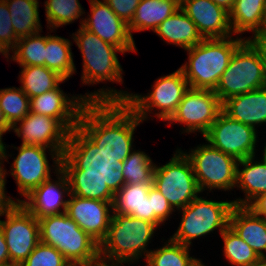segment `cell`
<instances>
[{
    "mask_svg": "<svg viewBox=\"0 0 266 266\" xmlns=\"http://www.w3.org/2000/svg\"><path fill=\"white\" fill-rule=\"evenodd\" d=\"M142 121L125 102H88L78 128L105 154L124 160L134 150V131Z\"/></svg>",
    "mask_w": 266,
    "mask_h": 266,
    "instance_id": "6da1fadb",
    "label": "cell"
},
{
    "mask_svg": "<svg viewBox=\"0 0 266 266\" xmlns=\"http://www.w3.org/2000/svg\"><path fill=\"white\" fill-rule=\"evenodd\" d=\"M151 86L152 91L145 96L102 87L97 91L84 94V99L87 102H125L141 121L146 120L148 114L157 108L158 112L154 113L155 116L160 120L168 121L189 89L188 81L179 68L169 75L161 76Z\"/></svg>",
    "mask_w": 266,
    "mask_h": 266,
    "instance_id": "7a4b0ae2",
    "label": "cell"
},
{
    "mask_svg": "<svg viewBox=\"0 0 266 266\" xmlns=\"http://www.w3.org/2000/svg\"><path fill=\"white\" fill-rule=\"evenodd\" d=\"M123 162L101 151L78 127L69 132L60 168L67 177H96L116 194L125 184Z\"/></svg>",
    "mask_w": 266,
    "mask_h": 266,
    "instance_id": "3957f363",
    "label": "cell"
},
{
    "mask_svg": "<svg viewBox=\"0 0 266 266\" xmlns=\"http://www.w3.org/2000/svg\"><path fill=\"white\" fill-rule=\"evenodd\" d=\"M245 40L241 36H237L236 39L233 36L203 39L195 46L186 49L189 59L180 69L189 87L215 90L232 55Z\"/></svg>",
    "mask_w": 266,
    "mask_h": 266,
    "instance_id": "277c9868",
    "label": "cell"
},
{
    "mask_svg": "<svg viewBox=\"0 0 266 266\" xmlns=\"http://www.w3.org/2000/svg\"><path fill=\"white\" fill-rule=\"evenodd\" d=\"M156 229L149 221L113 211L107 235L99 244V256L128 264L143 256L146 260L151 251L147 245Z\"/></svg>",
    "mask_w": 266,
    "mask_h": 266,
    "instance_id": "5b68a950",
    "label": "cell"
},
{
    "mask_svg": "<svg viewBox=\"0 0 266 266\" xmlns=\"http://www.w3.org/2000/svg\"><path fill=\"white\" fill-rule=\"evenodd\" d=\"M38 220L40 242L56 248L72 266H85L100 257L99 243L66 213L46 215Z\"/></svg>",
    "mask_w": 266,
    "mask_h": 266,
    "instance_id": "8992f818",
    "label": "cell"
},
{
    "mask_svg": "<svg viewBox=\"0 0 266 266\" xmlns=\"http://www.w3.org/2000/svg\"><path fill=\"white\" fill-rule=\"evenodd\" d=\"M266 86V65L258 51L246 39L232 55L214 90L223 103L229 97Z\"/></svg>",
    "mask_w": 266,
    "mask_h": 266,
    "instance_id": "52a82bcc",
    "label": "cell"
},
{
    "mask_svg": "<svg viewBox=\"0 0 266 266\" xmlns=\"http://www.w3.org/2000/svg\"><path fill=\"white\" fill-rule=\"evenodd\" d=\"M72 36L83 58L82 84L123 83V70L117 57V52L123 54L121 49L106 43L81 25Z\"/></svg>",
    "mask_w": 266,
    "mask_h": 266,
    "instance_id": "ba28073f",
    "label": "cell"
},
{
    "mask_svg": "<svg viewBox=\"0 0 266 266\" xmlns=\"http://www.w3.org/2000/svg\"><path fill=\"white\" fill-rule=\"evenodd\" d=\"M234 206L233 201H212L197 196L182 211L177 231L170 237L176 243L191 245L195 238L205 236L215 229L220 234L229 226V217Z\"/></svg>",
    "mask_w": 266,
    "mask_h": 266,
    "instance_id": "9c48e42d",
    "label": "cell"
},
{
    "mask_svg": "<svg viewBox=\"0 0 266 266\" xmlns=\"http://www.w3.org/2000/svg\"><path fill=\"white\" fill-rule=\"evenodd\" d=\"M153 186L176 210L186 207L201 193L192 164L181 148L165 165H155Z\"/></svg>",
    "mask_w": 266,
    "mask_h": 266,
    "instance_id": "30bf717a",
    "label": "cell"
},
{
    "mask_svg": "<svg viewBox=\"0 0 266 266\" xmlns=\"http://www.w3.org/2000/svg\"><path fill=\"white\" fill-rule=\"evenodd\" d=\"M185 155L189 158L200 192L232 190L236 185L238 160L209 143L198 145Z\"/></svg>",
    "mask_w": 266,
    "mask_h": 266,
    "instance_id": "8fae6325",
    "label": "cell"
},
{
    "mask_svg": "<svg viewBox=\"0 0 266 266\" xmlns=\"http://www.w3.org/2000/svg\"><path fill=\"white\" fill-rule=\"evenodd\" d=\"M5 221L0 220L10 262L20 265L40 243L39 220L21 203L11 205L3 214Z\"/></svg>",
    "mask_w": 266,
    "mask_h": 266,
    "instance_id": "7c38bea8",
    "label": "cell"
},
{
    "mask_svg": "<svg viewBox=\"0 0 266 266\" xmlns=\"http://www.w3.org/2000/svg\"><path fill=\"white\" fill-rule=\"evenodd\" d=\"M14 148H17L18 154L14 158L10 172L17 183L19 194L24 197L51 178V166L47 159L46 150L50 151L55 172L60 169L62 156L53 149L29 145Z\"/></svg>",
    "mask_w": 266,
    "mask_h": 266,
    "instance_id": "4fadbf2b",
    "label": "cell"
},
{
    "mask_svg": "<svg viewBox=\"0 0 266 266\" xmlns=\"http://www.w3.org/2000/svg\"><path fill=\"white\" fill-rule=\"evenodd\" d=\"M222 110V102L214 90L189 87L168 123L184 124V133L197 131L204 136Z\"/></svg>",
    "mask_w": 266,
    "mask_h": 266,
    "instance_id": "5bb4252c",
    "label": "cell"
},
{
    "mask_svg": "<svg viewBox=\"0 0 266 266\" xmlns=\"http://www.w3.org/2000/svg\"><path fill=\"white\" fill-rule=\"evenodd\" d=\"M257 136V129L232 119L222 110L203 137L214 148L242 160L256 154Z\"/></svg>",
    "mask_w": 266,
    "mask_h": 266,
    "instance_id": "9a60e30c",
    "label": "cell"
},
{
    "mask_svg": "<svg viewBox=\"0 0 266 266\" xmlns=\"http://www.w3.org/2000/svg\"><path fill=\"white\" fill-rule=\"evenodd\" d=\"M91 16L82 18L80 24L100 39L125 52H136V44L128 29V24L122 21L104 1L88 0Z\"/></svg>",
    "mask_w": 266,
    "mask_h": 266,
    "instance_id": "2e32d148",
    "label": "cell"
},
{
    "mask_svg": "<svg viewBox=\"0 0 266 266\" xmlns=\"http://www.w3.org/2000/svg\"><path fill=\"white\" fill-rule=\"evenodd\" d=\"M11 129L22 139L21 145L44 146L64 154L69 131L53 117L29 112Z\"/></svg>",
    "mask_w": 266,
    "mask_h": 266,
    "instance_id": "e0dca14e",
    "label": "cell"
},
{
    "mask_svg": "<svg viewBox=\"0 0 266 266\" xmlns=\"http://www.w3.org/2000/svg\"><path fill=\"white\" fill-rule=\"evenodd\" d=\"M66 214L99 244L106 237L112 217L111 202L85 199L70 194Z\"/></svg>",
    "mask_w": 266,
    "mask_h": 266,
    "instance_id": "ac0fdd59",
    "label": "cell"
},
{
    "mask_svg": "<svg viewBox=\"0 0 266 266\" xmlns=\"http://www.w3.org/2000/svg\"><path fill=\"white\" fill-rule=\"evenodd\" d=\"M59 86L30 98V112L53 117L71 132L78 126L81 111L88 102L83 95L68 97Z\"/></svg>",
    "mask_w": 266,
    "mask_h": 266,
    "instance_id": "d6986e66",
    "label": "cell"
},
{
    "mask_svg": "<svg viewBox=\"0 0 266 266\" xmlns=\"http://www.w3.org/2000/svg\"><path fill=\"white\" fill-rule=\"evenodd\" d=\"M56 175L58 180L54 182L49 178L27 195L26 200L16 199L17 203H21L37 219L46 215L65 213L68 200L63 198L64 195H70L69 182L61 168Z\"/></svg>",
    "mask_w": 266,
    "mask_h": 266,
    "instance_id": "ffe728a7",
    "label": "cell"
},
{
    "mask_svg": "<svg viewBox=\"0 0 266 266\" xmlns=\"http://www.w3.org/2000/svg\"><path fill=\"white\" fill-rule=\"evenodd\" d=\"M180 8L195 23L203 39L226 38L233 34L229 12L211 0H181Z\"/></svg>",
    "mask_w": 266,
    "mask_h": 266,
    "instance_id": "44dd1931",
    "label": "cell"
},
{
    "mask_svg": "<svg viewBox=\"0 0 266 266\" xmlns=\"http://www.w3.org/2000/svg\"><path fill=\"white\" fill-rule=\"evenodd\" d=\"M229 226L243 239L261 260L266 259V219L247 206L234 205Z\"/></svg>",
    "mask_w": 266,
    "mask_h": 266,
    "instance_id": "7402d4cb",
    "label": "cell"
},
{
    "mask_svg": "<svg viewBox=\"0 0 266 266\" xmlns=\"http://www.w3.org/2000/svg\"><path fill=\"white\" fill-rule=\"evenodd\" d=\"M222 109L232 119L256 129L266 123V86L229 97Z\"/></svg>",
    "mask_w": 266,
    "mask_h": 266,
    "instance_id": "603a6c76",
    "label": "cell"
},
{
    "mask_svg": "<svg viewBox=\"0 0 266 266\" xmlns=\"http://www.w3.org/2000/svg\"><path fill=\"white\" fill-rule=\"evenodd\" d=\"M153 183L124 184L115 194L113 211L154 224V212L148 191Z\"/></svg>",
    "mask_w": 266,
    "mask_h": 266,
    "instance_id": "cb8c5ba5",
    "label": "cell"
},
{
    "mask_svg": "<svg viewBox=\"0 0 266 266\" xmlns=\"http://www.w3.org/2000/svg\"><path fill=\"white\" fill-rule=\"evenodd\" d=\"M255 155L238 160L236 185L245 193V198L233 200L234 205L248 206L256 197L266 193V161L255 160ZM239 166L243 167L239 169Z\"/></svg>",
    "mask_w": 266,
    "mask_h": 266,
    "instance_id": "d4e9b609",
    "label": "cell"
},
{
    "mask_svg": "<svg viewBox=\"0 0 266 266\" xmlns=\"http://www.w3.org/2000/svg\"><path fill=\"white\" fill-rule=\"evenodd\" d=\"M163 41L189 49L203 40L195 23L179 8L154 31Z\"/></svg>",
    "mask_w": 266,
    "mask_h": 266,
    "instance_id": "484cf974",
    "label": "cell"
},
{
    "mask_svg": "<svg viewBox=\"0 0 266 266\" xmlns=\"http://www.w3.org/2000/svg\"><path fill=\"white\" fill-rule=\"evenodd\" d=\"M180 8L178 0H141L128 25L129 32L153 30Z\"/></svg>",
    "mask_w": 266,
    "mask_h": 266,
    "instance_id": "4316f807",
    "label": "cell"
},
{
    "mask_svg": "<svg viewBox=\"0 0 266 266\" xmlns=\"http://www.w3.org/2000/svg\"><path fill=\"white\" fill-rule=\"evenodd\" d=\"M266 0H235L229 12L233 34L254 33L264 26Z\"/></svg>",
    "mask_w": 266,
    "mask_h": 266,
    "instance_id": "83f0119b",
    "label": "cell"
},
{
    "mask_svg": "<svg viewBox=\"0 0 266 266\" xmlns=\"http://www.w3.org/2000/svg\"><path fill=\"white\" fill-rule=\"evenodd\" d=\"M70 40L61 36H46L45 67L56 72L64 80L76 73Z\"/></svg>",
    "mask_w": 266,
    "mask_h": 266,
    "instance_id": "f1b7e54d",
    "label": "cell"
},
{
    "mask_svg": "<svg viewBox=\"0 0 266 266\" xmlns=\"http://www.w3.org/2000/svg\"><path fill=\"white\" fill-rule=\"evenodd\" d=\"M12 18V27L20 39L41 33L38 0H5Z\"/></svg>",
    "mask_w": 266,
    "mask_h": 266,
    "instance_id": "f546056e",
    "label": "cell"
},
{
    "mask_svg": "<svg viewBox=\"0 0 266 266\" xmlns=\"http://www.w3.org/2000/svg\"><path fill=\"white\" fill-rule=\"evenodd\" d=\"M19 77L22 84L20 88L29 98L44 94L65 82L60 75L45 66L21 67Z\"/></svg>",
    "mask_w": 266,
    "mask_h": 266,
    "instance_id": "4dcf8cb0",
    "label": "cell"
},
{
    "mask_svg": "<svg viewBox=\"0 0 266 266\" xmlns=\"http://www.w3.org/2000/svg\"><path fill=\"white\" fill-rule=\"evenodd\" d=\"M45 48L46 36L40 33L28 35L18 39L10 59L19 63L20 67L45 66Z\"/></svg>",
    "mask_w": 266,
    "mask_h": 266,
    "instance_id": "1f68e13d",
    "label": "cell"
},
{
    "mask_svg": "<svg viewBox=\"0 0 266 266\" xmlns=\"http://www.w3.org/2000/svg\"><path fill=\"white\" fill-rule=\"evenodd\" d=\"M223 255L232 266H250L261 259L240 236L228 226L222 233Z\"/></svg>",
    "mask_w": 266,
    "mask_h": 266,
    "instance_id": "d6a6232c",
    "label": "cell"
},
{
    "mask_svg": "<svg viewBox=\"0 0 266 266\" xmlns=\"http://www.w3.org/2000/svg\"><path fill=\"white\" fill-rule=\"evenodd\" d=\"M164 244L163 247L149 252L147 266H191L197 260L190 256L189 246L176 243L170 238Z\"/></svg>",
    "mask_w": 266,
    "mask_h": 266,
    "instance_id": "836d02e7",
    "label": "cell"
},
{
    "mask_svg": "<svg viewBox=\"0 0 266 266\" xmlns=\"http://www.w3.org/2000/svg\"><path fill=\"white\" fill-rule=\"evenodd\" d=\"M46 21L50 30L73 23L85 14L78 0H46Z\"/></svg>",
    "mask_w": 266,
    "mask_h": 266,
    "instance_id": "e575fe53",
    "label": "cell"
},
{
    "mask_svg": "<svg viewBox=\"0 0 266 266\" xmlns=\"http://www.w3.org/2000/svg\"><path fill=\"white\" fill-rule=\"evenodd\" d=\"M0 106L8 125L13 127L30 112V98L21 88L0 89Z\"/></svg>",
    "mask_w": 266,
    "mask_h": 266,
    "instance_id": "d590c367",
    "label": "cell"
},
{
    "mask_svg": "<svg viewBox=\"0 0 266 266\" xmlns=\"http://www.w3.org/2000/svg\"><path fill=\"white\" fill-rule=\"evenodd\" d=\"M123 177L125 184L153 183L155 163L143 151H135L123 162Z\"/></svg>",
    "mask_w": 266,
    "mask_h": 266,
    "instance_id": "8d00e7d4",
    "label": "cell"
},
{
    "mask_svg": "<svg viewBox=\"0 0 266 266\" xmlns=\"http://www.w3.org/2000/svg\"><path fill=\"white\" fill-rule=\"evenodd\" d=\"M70 194L85 199H96L114 203L115 193L96 177H67Z\"/></svg>",
    "mask_w": 266,
    "mask_h": 266,
    "instance_id": "74e56055",
    "label": "cell"
},
{
    "mask_svg": "<svg viewBox=\"0 0 266 266\" xmlns=\"http://www.w3.org/2000/svg\"><path fill=\"white\" fill-rule=\"evenodd\" d=\"M19 266H72L53 246L40 242Z\"/></svg>",
    "mask_w": 266,
    "mask_h": 266,
    "instance_id": "f35d334b",
    "label": "cell"
},
{
    "mask_svg": "<svg viewBox=\"0 0 266 266\" xmlns=\"http://www.w3.org/2000/svg\"><path fill=\"white\" fill-rule=\"evenodd\" d=\"M148 198L151 200L152 211L154 212V225L159 228L162 223L168 220L175 212L167 199L152 185L148 191Z\"/></svg>",
    "mask_w": 266,
    "mask_h": 266,
    "instance_id": "ab89813d",
    "label": "cell"
},
{
    "mask_svg": "<svg viewBox=\"0 0 266 266\" xmlns=\"http://www.w3.org/2000/svg\"><path fill=\"white\" fill-rule=\"evenodd\" d=\"M18 39L12 27V18L6 2L0 0V43L11 51Z\"/></svg>",
    "mask_w": 266,
    "mask_h": 266,
    "instance_id": "60d3db41",
    "label": "cell"
},
{
    "mask_svg": "<svg viewBox=\"0 0 266 266\" xmlns=\"http://www.w3.org/2000/svg\"><path fill=\"white\" fill-rule=\"evenodd\" d=\"M113 12L126 24H130L141 0H104Z\"/></svg>",
    "mask_w": 266,
    "mask_h": 266,
    "instance_id": "b9f144b4",
    "label": "cell"
},
{
    "mask_svg": "<svg viewBox=\"0 0 266 266\" xmlns=\"http://www.w3.org/2000/svg\"><path fill=\"white\" fill-rule=\"evenodd\" d=\"M8 155L6 152V144L3 143V141H0V195L10 204V205H14L17 202L15 200H13L10 196H7L6 194V174L7 172L5 171V169L2 167L4 166V161L7 162L8 160ZM6 159V160H5ZM4 160V161H3ZM2 164V165H1Z\"/></svg>",
    "mask_w": 266,
    "mask_h": 266,
    "instance_id": "7bdbcfd3",
    "label": "cell"
},
{
    "mask_svg": "<svg viewBox=\"0 0 266 266\" xmlns=\"http://www.w3.org/2000/svg\"><path fill=\"white\" fill-rule=\"evenodd\" d=\"M252 36L253 39L250 37L246 39L258 51L260 57L266 65V26H263L261 29L255 31Z\"/></svg>",
    "mask_w": 266,
    "mask_h": 266,
    "instance_id": "ee69618b",
    "label": "cell"
},
{
    "mask_svg": "<svg viewBox=\"0 0 266 266\" xmlns=\"http://www.w3.org/2000/svg\"><path fill=\"white\" fill-rule=\"evenodd\" d=\"M247 207L255 214L266 219V193L256 197Z\"/></svg>",
    "mask_w": 266,
    "mask_h": 266,
    "instance_id": "f6af8a7d",
    "label": "cell"
},
{
    "mask_svg": "<svg viewBox=\"0 0 266 266\" xmlns=\"http://www.w3.org/2000/svg\"><path fill=\"white\" fill-rule=\"evenodd\" d=\"M0 263H11L8 247L5 240V235L1 227H0Z\"/></svg>",
    "mask_w": 266,
    "mask_h": 266,
    "instance_id": "bcb514c9",
    "label": "cell"
},
{
    "mask_svg": "<svg viewBox=\"0 0 266 266\" xmlns=\"http://www.w3.org/2000/svg\"><path fill=\"white\" fill-rule=\"evenodd\" d=\"M123 263L126 264L127 262L108 261L99 257L97 260L92 261L85 266H123Z\"/></svg>",
    "mask_w": 266,
    "mask_h": 266,
    "instance_id": "7dc6e473",
    "label": "cell"
},
{
    "mask_svg": "<svg viewBox=\"0 0 266 266\" xmlns=\"http://www.w3.org/2000/svg\"><path fill=\"white\" fill-rule=\"evenodd\" d=\"M12 129L11 127L8 125L6 118L3 114V111L1 109L0 106V141H2V136L3 134H5L6 132H10Z\"/></svg>",
    "mask_w": 266,
    "mask_h": 266,
    "instance_id": "c3c4849f",
    "label": "cell"
},
{
    "mask_svg": "<svg viewBox=\"0 0 266 266\" xmlns=\"http://www.w3.org/2000/svg\"><path fill=\"white\" fill-rule=\"evenodd\" d=\"M211 1H213L216 5L222 7L228 12L232 10L233 5L235 3V0H211Z\"/></svg>",
    "mask_w": 266,
    "mask_h": 266,
    "instance_id": "681fc988",
    "label": "cell"
},
{
    "mask_svg": "<svg viewBox=\"0 0 266 266\" xmlns=\"http://www.w3.org/2000/svg\"><path fill=\"white\" fill-rule=\"evenodd\" d=\"M11 205L0 195V216H3L4 212L10 207Z\"/></svg>",
    "mask_w": 266,
    "mask_h": 266,
    "instance_id": "f907efd6",
    "label": "cell"
},
{
    "mask_svg": "<svg viewBox=\"0 0 266 266\" xmlns=\"http://www.w3.org/2000/svg\"><path fill=\"white\" fill-rule=\"evenodd\" d=\"M11 52L7 47H5L2 43H0V53L7 58V61L10 59V53Z\"/></svg>",
    "mask_w": 266,
    "mask_h": 266,
    "instance_id": "816d5d0a",
    "label": "cell"
},
{
    "mask_svg": "<svg viewBox=\"0 0 266 266\" xmlns=\"http://www.w3.org/2000/svg\"><path fill=\"white\" fill-rule=\"evenodd\" d=\"M250 266H266V260H260L258 263Z\"/></svg>",
    "mask_w": 266,
    "mask_h": 266,
    "instance_id": "f5cc1de1",
    "label": "cell"
},
{
    "mask_svg": "<svg viewBox=\"0 0 266 266\" xmlns=\"http://www.w3.org/2000/svg\"><path fill=\"white\" fill-rule=\"evenodd\" d=\"M191 266H205L201 259H197Z\"/></svg>",
    "mask_w": 266,
    "mask_h": 266,
    "instance_id": "db71d44e",
    "label": "cell"
},
{
    "mask_svg": "<svg viewBox=\"0 0 266 266\" xmlns=\"http://www.w3.org/2000/svg\"><path fill=\"white\" fill-rule=\"evenodd\" d=\"M0 266H19L13 263H0Z\"/></svg>",
    "mask_w": 266,
    "mask_h": 266,
    "instance_id": "11a10c76",
    "label": "cell"
},
{
    "mask_svg": "<svg viewBox=\"0 0 266 266\" xmlns=\"http://www.w3.org/2000/svg\"><path fill=\"white\" fill-rule=\"evenodd\" d=\"M265 161H266V144L263 150V157H262Z\"/></svg>",
    "mask_w": 266,
    "mask_h": 266,
    "instance_id": "9f6ffc18",
    "label": "cell"
},
{
    "mask_svg": "<svg viewBox=\"0 0 266 266\" xmlns=\"http://www.w3.org/2000/svg\"><path fill=\"white\" fill-rule=\"evenodd\" d=\"M264 26H266V8H265Z\"/></svg>",
    "mask_w": 266,
    "mask_h": 266,
    "instance_id": "6f0895ef",
    "label": "cell"
}]
</instances>
